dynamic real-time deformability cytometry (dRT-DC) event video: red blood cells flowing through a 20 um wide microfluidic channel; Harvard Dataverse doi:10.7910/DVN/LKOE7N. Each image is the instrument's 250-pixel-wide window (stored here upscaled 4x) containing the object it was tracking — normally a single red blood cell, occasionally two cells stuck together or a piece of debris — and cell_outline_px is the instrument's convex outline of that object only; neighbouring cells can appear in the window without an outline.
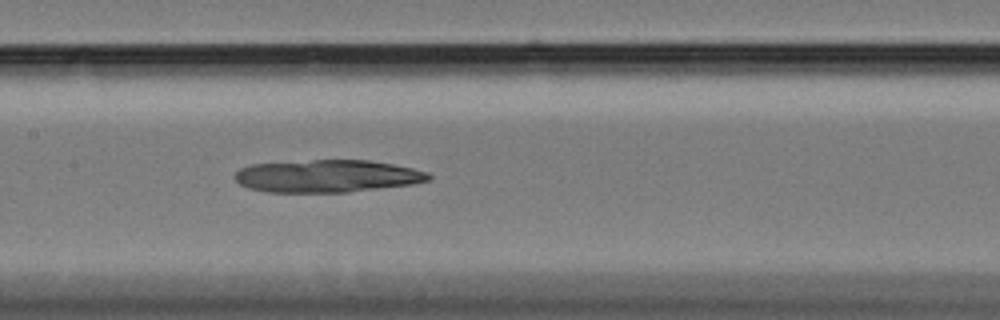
{"species": "Egyptian fruit bat (a non-hibernating species)", "species_latin": "Rousettus aegyptiacus", "temperature_condition": "cold", "stored_images_in_passage": 41, "camera_frame_rate_fps": 3000, "um_per_image_px": 0.085, "animal": {"sex": "female"}, "frame": {"image": 1, "passage_image": 15, "time_ms": 4.667, "image_size_px": [1000, 320], "cell_outline_px": [[432, 176], [428, 180], [412, 184], [348, 192], [268, 192], [248, 188], [240, 184], [236, 180], [236, 172], [240, 168], [252, 164], [312, 160], [368, 160], [392, 164], [412, 168], [428, 172]], "centroid_in_image_um": [27.81, 14.97], "position_along_channel_um": 179.6, "area_um2": 36.53}}
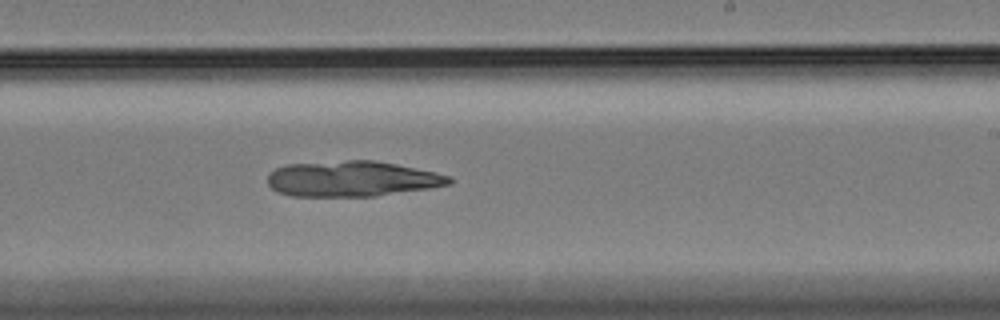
{"frame": {"image": 2, "passage_image": 22, "time_ms": 7.0, "image_size_px": [1000, 320], "cell_outline_px": [[452, 180], [448, 184], [428, 188], [376, 196], [292, 196], [276, 192], [268, 184], [268, 176], [276, 168], [288, 164], [348, 160], [372, 160], [432, 172], [448, 176]], "centroid_in_image_um": [29.84, 15.21], "position_along_channel_um": 259.2, "area_um2": 36.99}}
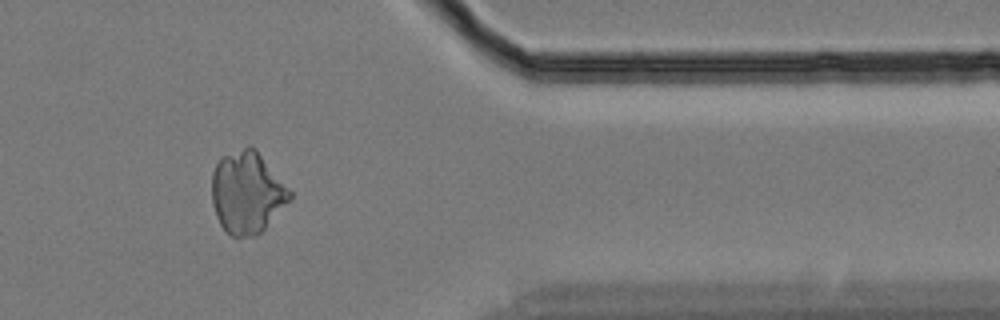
{"frame": {"image": 3, "passage_image": 35, "time_ms": 11.333, "image_size_px": [1000, 320], "cell_outline_px": [[292, 196], [264, 228], [256, 236], [232, 236], [220, 224], [216, 216], [212, 204], [212, 172], [220, 156], [248, 144], [256, 148], [292, 192]], "centroid_in_image_um": [20.97, 16.31], "position_along_channel_um": 390.4, "area_um2": 37.11}}